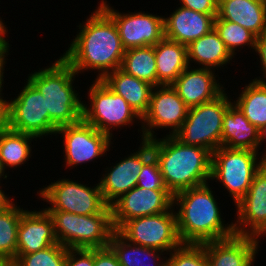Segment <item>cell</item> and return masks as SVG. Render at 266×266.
<instances>
[{
    "instance_id": "1",
    "label": "cell",
    "mask_w": 266,
    "mask_h": 266,
    "mask_svg": "<svg viewBox=\"0 0 266 266\" xmlns=\"http://www.w3.org/2000/svg\"><path fill=\"white\" fill-rule=\"evenodd\" d=\"M89 13L60 56L78 75L92 70L98 72L94 79L102 80L120 68L125 49L114 20L98 4Z\"/></svg>"
},
{
    "instance_id": "2",
    "label": "cell",
    "mask_w": 266,
    "mask_h": 266,
    "mask_svg": "<svg viewBox=\"0 0 266 266\" xmlns=\"http://www.w3.org/2000/svg\"><path fill=\"white\" fill-rule=\"evenodd\" d=\"M212 189L214 187L206 183L173 195L177 229L182 243L202 244L235 235L233 220L226 223L220 209L222 207L219 206L221 203L216 199L219 196Z\"/></svg>"
},
{
    "instance_id": "3",
    "label": "cell",
    "mask_w": 266,
    "mask_h": 266,
    "mask_svg": "<svg viewBox=\"0 0 266 266\" xmlns=\"http://www.w3.org/2000/svg\"><path fill=\"white\" fill-rule=\"evenodd\" d=\"M163 136L147 142L159 164L165 186L173 195L211 183L212 153L209 150L185 145L174 135Z\"/></svg>"
},
{
    "instance_id": "4",
    "label": "cell",
    "mask_w": 266,
    "mask_h": 266,
    "mask_svg": "<svg viewBox=\"0 0 266 266\" xmlns=\"http://www.w3.org/2000/svg\"><path fill=\"white\" fill-rule=\"evenodd\" d=\"M51 63L29 72L27 80L44 96L50 121L58 129L82 119L85 100L74 84L80 75L61 56Z\"/></svg>"
},
{
    "instance_id": "5",
    "label": "cell",
    "mask_w": 266,
    "mask_h": 266,
    "mask_svg": "<svg viewBox=\"0 0 266 266\" xmlns=\"http://www.w3.org/2000/svg\"><path fill=\"white\" fill-rule=\"evenodd\" d=\"M53 221L57 242L66 248L96 249L109 244L115 231L112 225L111 206L101 213L76 215L64 211H47Z\"/></svg>"
},
{
    "instance_id": "6",
    "label": "cell",
    "mask_w": 266,
    "mask_h": 266,
    "mask_svg": "<svg viewBox=\"0 0 266 266\" xmlns=\"http://www.w3.org/2000/svg\"><path fill=\"white\" fill-rule=\"evenodd\" d=\"M265 163L266 158L260 152L220 146L212 153L210 182L222 185L236 205L248 192L255 174Z\"/></svg>"
},
{
    "instance_id": "7",
    "label": "cell",
    "mask_w": 266,
    "mask_h": 266,
    "mask_svg": "<svg viewBox=\"0 0 266 266\" xmlns=\"http://www.w3.org/2000/svg\"><path fill=\"white\" fill-rule=\"evenodd\" d=\"M92 83V84H91ZM87 89L89 101L83 102L82 119L94 126L100 132L108 134L112 139L113 131L129 127L136 123L142 125V118L126 102V100L112 91L102 80L93 79ZM138 121V123H137Z\"/></svg>"
},
{
    "instance_id": "8",
    "label": "cell",
    "mask_w": 266,
    "mask_h": 266,
    "mask_svg": "<svg viewBox=\"0 0 266 266\" xmlns=\"http://www.w3.org/2000/svg\"><path fill=\"white\" fill-rule=\"evenodd\" d=\"M223 91L214 100L188 109L187 117L174 136L183 144L200 146L211 153L221 146L224 113L233 102Z\"/></svg>"
},
{
    "instance_id": "9",
    "label": "cell",
    "mask_w": 266,
    "mask_h": 266,
    "mask_svg": "<svg viewBox=\"0 0 266 266\" xmlns=\"http://www.w3.org/2000/svg\"><path fill=\"white\" fill-rule=\"evenodd\" d=\"M95 183L89 186V183L65 176L39 188L36 196L47 202V208H44L46 211H64L76 215L98 214L108 205L103 199L99 181Z\"/></svg>"
},
{
    "instance_id": "10",
    "label": "cell",
    "mask_w": 266,
    "mask_h": 266,
    "mask_svg": "<svg viewBox=\"0 0 266 266\" xmlns=\"http://www.w3.org/2000/svg\"><path fill=\"white\" fill-rule=\"evenodd\" d=\"M21 89L16 98L6 100V126L38 140L54 137L57 128L50 121L44 96L27 79Z\"/></svg>"
},
{
    "instance_id": "11",
    "label": "cell",
    "mask_w": 266,
    "mask_h": 266,
    "mask_svg": "<svg viewBox=\"0 0 266 266\" xmlns=\"http://www.w3.org/2000/svg\"><path fill=\"white\" fill-rule=\"evenodd\" d=\"M117 232L133 244L167 254L182 244L174 207L166 212L130 219Z\"/></svg>"
},
{
    "instance_id": "12",
    "label": "cell",
    "mask_w": 266,
    "mask_h": 266,
    "mask_svg": "<svg viewBox=\"0 0 266 266\" xmlns=\"http://www.w3.org/2000/svg\"><path fill=\"white\" fill-rule=\"evenodd\" d=\"M55 136V139L59 136L63 140L62 153L66 169H77V165H87L101 157H107L114 144L108 134L100 132L83 119L78 123L59 127Z\"/></svg>"
},
{
    "instance_id": "13",
    "label": "cell",
    "mask_w": 266,
    "mask_h": 266,
    "mask_svg": "<svg viewBox=\"0 0 266 266\" xmlns=\"http://www.w3.org/2000/svg\"><path fill=\"white\" fill-rule=\"evenodd\" d=\"M188 109L172 85L155 86L148 110L142 117L141 129H138L140 141L157 138L159 129L169 131L165 135H174L183 125Z\"/></svg>"
},
{
    "instance_id": "14",
    "label": "cell",
    "mask_w": 266,
    "mask_h": 266,
    "mask_svg": "<svg viewBox=\"0 0 266 266\" xmlns=\"http://www.w3.org/2000/svg\"><path fill=\"white\" fill-rule=\"evenodd\" d=\"M98 4L116 23L125 50L135 47L154 46L164 36V15L138 11L120 12L107 0Z\"/></svg>"
},
{
    "instance_id": "15",
    "label": "cell",
    "mask_w": 266,
    "mask_h": 266,
    "mask_svg": "<svg viewBox=\"0 0 266 266\" xmlns=\"http://www.w3.org/2000/svg\"><path fill=\"white\" fill-rule=\"evenodd\" d=\"M140 145L118 162L104 168L99 179L100 190L103 199L108 206H111L126 192L137 186V181L143 164L153 155L150 144L139 141ZM137 149V150H136Z\"/></svg>"
},
{
    "instance_id": "16",
    "label": "cell",
    "mask_w": 266,
    "mask_h": 266,
    "mask_svg": "<svg viewBox=\"0 0 266 266\" xmlns=\"http://www.w3.org/2000/svg\"><path fill=\"white\" fill-rule=\"evenodd\" d=\"M235 234L266 237V163L255 174L245 196L235 205Z\"/></svg>"
},
{
    "instance_id": "17",
    "label": "cell",
    "mask_w": 266,
    "mask_h": 266,
    "mask_svg": "<svg viewBox=\"0 0 266 266\" xmlns=\"http://www.w3.org/2000/svg\"><path fill=\"white\" fill-rule=\"evenodd\" d=\"M173 194L169 190L134 187L111 205L112 225L118 230L126 221L169 211Z\"/></svg>"
},
{
    "instance_id": "18",
    "label": "cell",
    "mask_w": 266,
    "mask_h": 266,
    "mask_svg": "<svg viewBox=\"0 0 266 266\" xmlns=\"http://www.w3.org/2000/svg\"><path fill=\"white\" fill-rule=\"evenodd\" d=\"M209 68L188 66L171 84L188 108L214 100L225 88L221 77ZM222 82V83H220Z\"/></svg>"
},
{
    "instance_id": "19",
    "label": "cell",
    "mask_w": 266,
    "mask_h": 266,
    "mask_svg": "<svg viewBox=\"0 0 266 266\" xmlns=\"http://www.w3.org/2000/svg\"><path fill=\"white\" fill-rule=\"evenodd\" d=\"M261 239L233 235L202 243L209 266H254L260 252Z\"/></svg>"
},
{
    "instance_id": "20",
    "label": "cell",
    "mask_w": 266,
    "mask_h": 266,
    "mask_svg": "<svg viewBox=\"0 0 266 266\" xmlns=\"http://www.w3.org/2000/svg\"><path fill=\"white\" fill-rule=\"evenodd\" d=\"M26 209L21 214L18 227L17 255L37 252L58 243L53 221L48 212L40 207L39 209Z\"/></svg>"
},
{
    "instance_id": "21",
    "label": "cell",
    "mask_w": 266,
    "mask_h": 266,
    "mask_svg": "<svg viewBox=\"0 0 266 266\" xmlns=\"http://www.w3.org/2000/svg\"><path fill=\"white\" fill-rule=\"evenodd\" d=\"M168 16H164L165 38L188 46L214 28L217 14H204L176 6Z\"/></svg>"
},
{
    "instance_id": "22",
    "label": "cell",
    "mask_w": 266,
    "mask_h": 266,
    "mask_svg": "<svg viewBox=\"0 0 266 266\" xmlns=\"http://www.w3.org/2000/svg\"><path fill=\"white\" fill-rule=\"evenodd\" d=\"M233 58L237 57L230 53L214 28L187 46L189 66L195 65L194 67L209 68L217 72L221 70L225 73L226 65H232Z\"/></svg>"
},
{
    "instance_id": "23",
    "label": "cell",
    "mask_w": 266,
    "mask_h": 266,
    "mask_svg": "<svg viewBox=\"0 0 266 266\" xmlns=\"http://www.w3.org/2000/svg\"><path fill=\"white\" fill-rule=\"evenodd\" d=\"M216 17L237 23L256 37L266 32L263 0H218Z\"/></svg>"
},
{
    "instance_id": "24",
    "label": "cell",
    "mask_w": 266,
    "mask_h": 266,
    "mask_svg": "<svg viewBox=\"0 0 266 266\" xmlns=\"http://www.w3.org/2000/svg\"><path fill=\"white\" fill-rule=\"evenodd\" d=\"M259 129L233 102L224 113L221 146L258 152Z\"/></svg>"
},
{
    "instance_id": "25",
    "label": "cell",
    "mask_w": 266,
    "mask_h": 266,
    "mask_svg": "<svg viewBox=\"0 0 266 266\" xmlns=\"http://www.w3.org/2000/svg\"><path fill=\"white\" fill-rule=\"evenodd\" d=\"M102 81L113 92L122 96L141 118L144 116L154 86L125 73L120 68L108 73Z\"/></svg>"
},
{
    "instance_id": "26",
    "label": "cell",
    "mask_w": 266,
    "mask_h": 266,
    "mask_svg": "<svg viewBox=\"0 0 266 266\" xmlns=\"http://www.w3.org/2000/svg\"><path fill=\"white\" fill-rule=\"evenodd\" d=\"M157 86L171 85L189 66L187 46L163 38L154 45Z\"/></svg>"
},
{
    "instance_id": "27",
    "label": "cell",
    "mask_w": 266,
    "mask_h": 266,
    "mask_svg": "<svg viewBox=\"0 0 266 266\" xmlns=\"http://www.w3.org/2000/svg\"><path fill=\"white\" fill-rule=\"evenodd\" d=\"M108 246L121 266H166V252L133 244L116 230L112 233Z\"/></svg>"
},
{
    "instance_id": "28",
    "label": "cell",
    "mask_w": 266,
    "mask_h": 266,
    "mask_svg": "<svg viewBox=\"0 0 266 266\" xmlns=\"http://www.w3.org/2000/svg\"><path fill=\"white\" fill-rule=\"evenodd\" d=\"M37 139L34 135L16 132L7 126L0 130V160L4 169L16 170L25 166L33 154L32 141L34 143Z\"/></svg>"
},
{
    "instance_id": "29",
    "label": "cell",
    "mask_w": 266,
    "mask_h": 266,
    "mask_svg": "<svg viewBox=\"0 0 266 266\" xmlns=\"http://www.w3.org/2000/svg\"><path fill=\"white\" fill-rule=\"evenodd\" d=\"M233 103L244 113L248 121L259 130L266 124V84L250 80L245 84Z\"/></svg>"
},
{
    "instance_id": "30",
    "label": "cell",
    "mask_w": 266,
    "mask_h": 266,
    "mask_svg": "<svg viewBox=\"0 0 266 266\" xmlns=\"http://www.w3.org/2000/svg\"><path fill=\"white\" fill-rule=\"evenodd\" d=\"M120 69L152 86H157L154 46L135 47L125 50Z\"/></svg>"
},
{
    "instance_id": "31",
    "label": "cell",
    "mask_w": 266,
    "mask_h": 266,
    "mask_svg": "<svg viewBox=\"0 0 266 266\" xmlns=\"http://www.w3.org/2000/svg\"><path fill=\"white\" fill-rule=\"evenodd\" d=\"M16 201L12 199L0 209V258L11 261H14L17 255L18 227L21 214L26 210Z\"/></svg>"
},
{
    "instance_id": "32",
    "label": "cell",
    "mask_w": 266,
    "mask_h": 266,
    "mask_svg": "<svg viewBox=\"0 0 266 266\" xmlns=\"http://www.w3.org/2000/svg\"><path fill=\"white\" fill-rule=\"evenodd\" d=\"M214 29L234 57L247 47L255 54L256 36L241 25L216 17Z\"/></svg>"
},
{
    "instance_id": "33",
    "label": "cell",
    "mask_w": 266,
    "mask_h": 266,
    "mask_svg": "<svg viewBox=\"0 0 266 266\" xmlns=\"http://www.w3.org/2000/svg\"><path fill=\"white\" fill-rule=\"evenodd\" d=\"M67 248L59 243L26 255H16L14 266H65Z\"/></svg>"
},
{
    "instance_id": "34",
    "label": "cell",
    "mask_w": 266,
    "mask_h": 266,
    "mask_svg": "<svg viewBox=\"0 0 266 266\" xmlns=\"http://www.w3.org/2000/svg\"><path fill=\"white\" fill-rule=\"evenodd\" d=\"M166 266H209V263L203 244L182 243L167 254Z\"/></svg>"
},
{
    "instance_id": "35",
    "label": "cell",
    "mask_w": 266,
    "mask_h": 266,
    "mask_svg": "<svg viewBox=\"0 0 266 266\" xmlns=\"http://www.w3.org/2000/svg\"><path fill=\"white\" fill-rule=\"evenodd\" d=\"M137 186L149 190H168L165 186L159 164L154 155L143 164L137 181Z\"/></svg>"
},
{
    "instance_id": "36",
    "label": "cell",
    "mask_w": 266,
    "mask_h": 266,
    "mask_svg": "<svg viewBox=\"0 0 266 266\" xmlns=\"http://www.w3.org/2000/svg\"><path fill=\"white\" fill-rule=\"evenodd\" d=\"M65 266H94V249L67 248Z\"/></svg>"
},
{
    "instance_id": "37",
    "label": "cell",
    "mask_w": 266,
    "mask_h": 266,
    "mask_svg": "<svg viewBox=\"0 0 266 266\" xmlns=\"http://www.w3.org/2000/svg\"><path fill=\"white\" fill-rule=\"evenodd\" d=\"M180 6L204 14L218 13V0H178Z\"/></svg>"
},
{
    "instance_id": "38",
    "label": "cell",
    "mask_w": 266,
    "mask_h": 266,
    "mask_svg": "<svg viewBox=\"0 0 266 266\" xmlns=\"http://www.w3.org/2000/svg\"><path fill=\"white\" fill-rule=\"evenodd\" d=\"M254 51L256 52L255 55L259 57V58L258 57L256 58L260 60L259 66L261 65L260 66L261 72L259 71V73L262 75L258 77H254V79H251V80L261 83V84H266V32L256 37Z\"/></svg>"
},
{
    "instance_id": "39",
    "label": "cell",
    "mask_w": 266,
    "mask_h": 266,
    "mask_svg": "<svg viewBox=\"0 0 266 266\" xmlns=\"http://www.w3.org/2000/svg\"><path fill=\"white\" fill-rule=\"evenodd\" d=\"M94 266H121L112 249L107 246L94 249Z\"/></svg>"
},
{
    "instance_id": "40",
    "label": "cell",
    "mask_w": 266,
    "mask_h": 266,
    "mask_svg": "<svg viewBox=\"0 0 266 266\" xmlns=\"http://www.w3.org/2000/svg\"><path fill=\"white\" fill-rule=\"evenodd\" d=\"M8 27L6 25V22L2 20V17H0V56H8L10 55V47L12 46L9 44L8 41ZM7 36V37H6Z\"/></svg>"
},
{
    "instance_id": "41",
    "label": "cell",
    "mask_w": 266,
    "mask_h": 266,
    "mask_svg": "<svg viewBox=\"0 0 266 266\" xmlns=\"http://www.w3.org/2000/svg\"><path fill=\"white\" fill-rule=\"evenodd\" d=\"M8 56H0V95H4V93H3V89H4V85H5V83H4V78H5V69H7V68H5L6 67V64H8L7 63V60H9L8 58H7Z\"/></svg>"
},
{
    "instance_id": "42",
    "label": "cell",
    "mask_w": 266,
    "mask_h": 266,
    "mask_svg": "<svg viewBox=\"0 0 266 266\" xmlns=\"http://www.w3.org/2000/svg\"><path fill=\"white\" fill-rule=\"evenodd\" d=\"M6 98L0 95V130L6 127Z\"/></svg>"
},
{
    "instance_id": "43",
    "label": "cell",
    "mask_w": 266,
    "mask_h": 266,
    "mask_svg": "<svg viewBox=\"0 0 266 266\" xmlns=\"http://www.w3.org/2000/svg\"><path fill=\"white\" fill-rule=\"evenodd\" d=\"M263 143H266V124H264L259 130V143H258V152L260 151V154H262V156L266 158V150H265L266 148H264V151L263 150L261 151Z\"/></svg>"
},
{
    "instance_id": "44",
    "label": "cell",
    "mask_w": 266,
    "mask_h": 266,
    "mask_svg": "<svg viewBox=\"0 0 266 266\" xmlns=\"http://www.w3.org/2000/svg\"><path fill=\"white\" fill-rule=\"evenodd\" d=\"M4 185H6V183H0V209H2L7 203L14 199L13 196L11 198V195H7V193L2 189L5 188Z\"/></svg>"
},
{
    "instance_id": "45",
    "label": "cell",
    "mask_w": 266,
    "mask_h": 266,
    "mask_svg": "<svg viewBox=\"0 0 266 266\" xmlns=\"http://www.w3.org/2000/svg\"><path fill=\"white\" fill-rule=\"evenodd\" d=\"M5 172H6V170L4 169L2 162L0 160V183H2L3 180H5V179L7 180L9 177L8 173L7 172L5 173Z\"/></svg>"
},
{
    "instance_id": "46",
    "label": "cell",
    "mask_w": 266,
    "mask_h": 266,
    "mask_svg": "<svg viewBox=\"0 0 266 266\" xmlns=\"http://www.w3.org/2000/svg\"><path fill=\"white\" fill-rule=\"evenodd\" d=\"M0 266H14V262L9 259L0 258Z\"/></svg>"
},
{
    "instance_id": "47",
    "label": "cell",
    "mask_w": 266,
    "mask_h": 266,
    "mask_svg": "<svg viewBox=\"0 0 266 266\" xmlns=\"http://www.w3.org/2000/svg\"><path fill=\"white\" fill-rule=\"evenodd\" d=\"M263 5H264L265 10H266V0H263Z\"/></svg>"
}]
</instances>
